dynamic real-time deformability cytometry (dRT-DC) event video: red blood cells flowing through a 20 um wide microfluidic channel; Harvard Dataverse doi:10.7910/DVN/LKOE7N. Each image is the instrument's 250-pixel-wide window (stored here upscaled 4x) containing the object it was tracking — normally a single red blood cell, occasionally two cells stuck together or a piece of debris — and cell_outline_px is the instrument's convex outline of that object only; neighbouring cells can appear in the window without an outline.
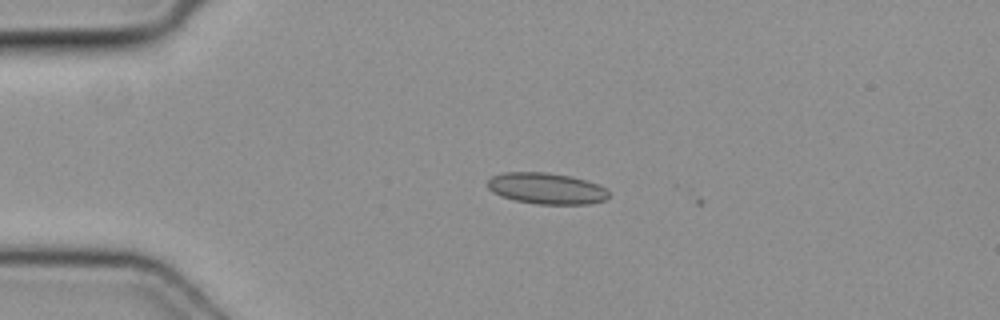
{"species": "common noctule bat (a hibernating species)", "species_latin": "Nyctalus noctula", "temperature_condition": "cold", "stored_images_in_passage": 4, "camera_frame_rate_fps": 3000, "um_per_image_px": 0.085, "animal": {"sex": "female", "body_mass_g": 19.3, "forearm_length_mm": 54.1}, "frame": {"image": 1, "passage_image": 1, "time_ms": 0.0, "image_size_px": [1000, 320], "cell_outline_px": [[608, 196], [604, 200], [588, 204], [536, 204], [516, 200], [500, 196], [492, 192], [488, 188], [488, 180], [492, 176], [504, 172], [548, 172], [568, 176], [584, 180], [596, 184], [604, 188], [608, 192]], "centroid_in_image_um": [46.4, 16.02], "position_along_channel_um": 38.6, "area_um2": 21.85}}